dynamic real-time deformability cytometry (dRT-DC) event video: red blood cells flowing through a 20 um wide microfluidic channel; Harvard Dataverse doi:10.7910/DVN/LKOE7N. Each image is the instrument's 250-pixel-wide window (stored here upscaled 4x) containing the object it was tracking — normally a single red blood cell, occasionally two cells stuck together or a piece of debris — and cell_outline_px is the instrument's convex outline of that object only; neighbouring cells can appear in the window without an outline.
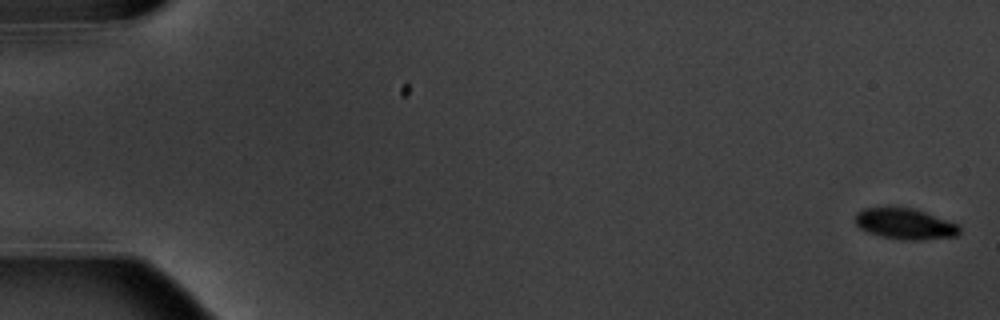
{"species": "common noctule bat (a hibernating species)", "species_latin": "Nyctalus noctula", "temperature_condition": "warm", "stored_images_in_passage": 6, "camera_frame_rate_fps": 3000, "um_per_image_px": 0.085, "animal": {"sex": "male", "body_mass_g": 20.1, "forearm_length_mm": 53.5}, "frame": {"image": 1, "passage_image": 1, "time_ms": 0.0, "image_size_px": [1000, 320], "cell_outline_px": [[960, 232], [956, 236], [920, 240], [900, 240], [880, 236], [868, 232], [860, 228], [856, 224], [856, 212], [864, 208], [888, 204], [912, 208], [960, 224]], "centroid_in_image_um": [76.89, 18.99], "position_along_channel_um": 8.1, "area_um2": 19.36}}
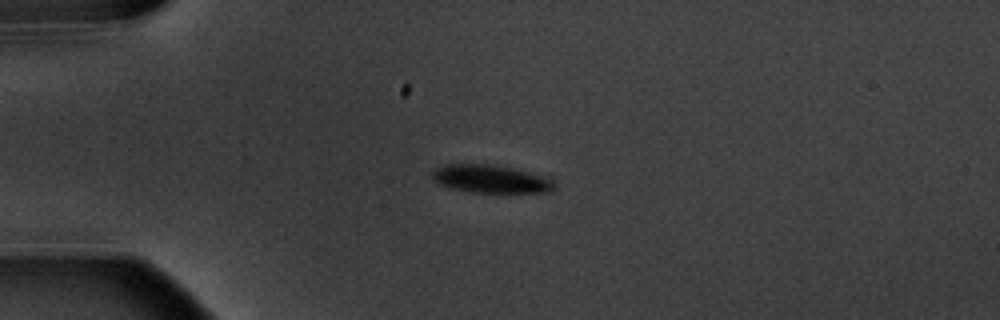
{"frame": {"image": 2, "passage_image": 5, "time_ms": 4.667, "image_size_px": [1000, 320], "cell_outline_px": [[556, 188], [552, 192], [468, 192], [436, 184], [432, 176], [432, 172], [436, 168], [448, 164], [492, 164], [512, 168], [528, 172], [552, 180], [556, 184]], "centroid_in_image_um": [41.69, 15.22], "position_along_channel_um": 43.3, "area_um2": 19.83}}